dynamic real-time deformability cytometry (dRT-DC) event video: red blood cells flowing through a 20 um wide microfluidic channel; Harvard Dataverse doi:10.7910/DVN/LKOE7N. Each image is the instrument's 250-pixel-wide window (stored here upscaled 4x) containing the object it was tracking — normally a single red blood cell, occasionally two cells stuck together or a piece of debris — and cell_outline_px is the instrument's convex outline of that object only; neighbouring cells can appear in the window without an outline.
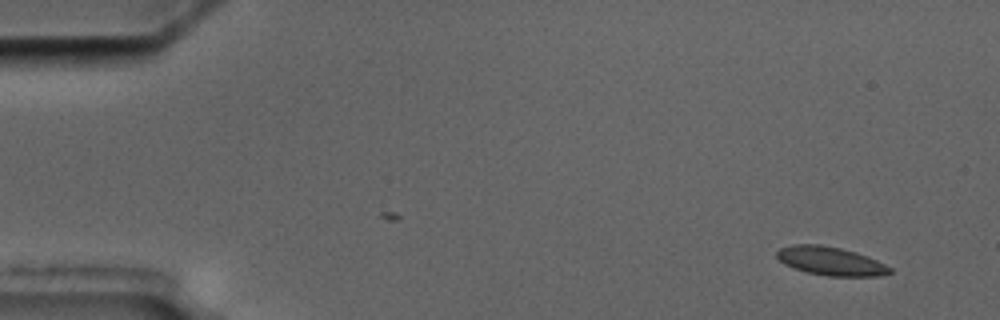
{"species": "common noctule bat (a hibernating species)", "species_latin": "Nyctalus noctula", "temperature_condition": "cold", "stored_images_in_passage": 2, "camera_frame_rate_fps": 3000, "um_per_image_px": 0.085, "animal": {"sex": "male", "body_mass_g": 17.5, "forearm_length_mm": 52.3}, "frame": {"image": 1, "passage_image": 2, "time_ms": 2.333, "image_size_px": [1000, 320], "cell_outline_px": [[892, 272], [880, 276], [828, 276], [808, 272], [784, 264], [776, 256], [776, 252], [780, 248], [792, 244], [820, 244], [840, 248], [856, 252], [868, 256], [892, 268]], "centroid_in_image_um": [70.61, 22.18], "position_along_channel_um": 14.4, "area_um2": 18.73}}